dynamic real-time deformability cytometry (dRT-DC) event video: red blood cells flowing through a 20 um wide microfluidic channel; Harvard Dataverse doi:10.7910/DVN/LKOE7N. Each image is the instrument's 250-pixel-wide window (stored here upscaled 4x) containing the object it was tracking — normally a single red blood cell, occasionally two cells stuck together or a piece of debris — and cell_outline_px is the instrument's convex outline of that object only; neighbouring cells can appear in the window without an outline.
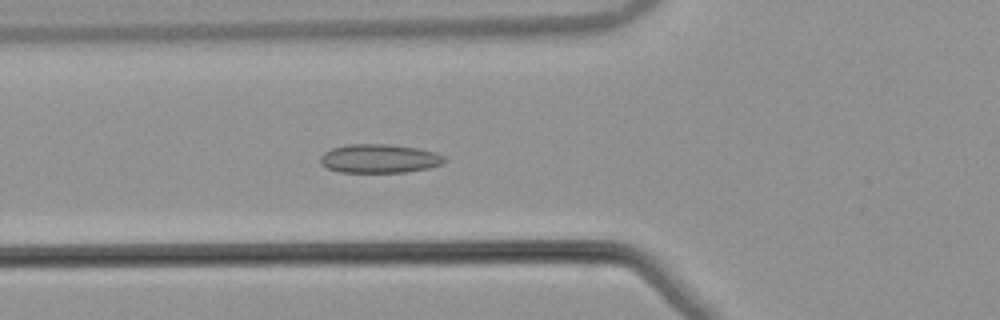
{"species": "common noctule bat (a hibernating species)", "species_latin": "Nyctalus noctula", "temperature_condition": "warm", "stored_images_in_passage": 43, "camera_frame_rate_fps": 3000, "um_per_image_px": 0.085, "animal": {"sex": "male", "body_mass_g": 21.5, "forearm_length_mm": 52.0}, "frame": {"image": 1, "passage_image": 9, "time_ms": 2.667, "image_size_px": [1000, 320], "cell_outline_px": [[448, 160], [444, 164], [428, 168], [408, 172], [340, 172], [328, 168], [320, 164], [320, 156], [324, 152], [332, 148], [348, 144], [388, 144], [420, 148], [436, 152], [444, 156]], "centroid_in_image_um": [32.29, 13.47], "position_along_channel_um": 93.5, "area_um2": 21.1}}
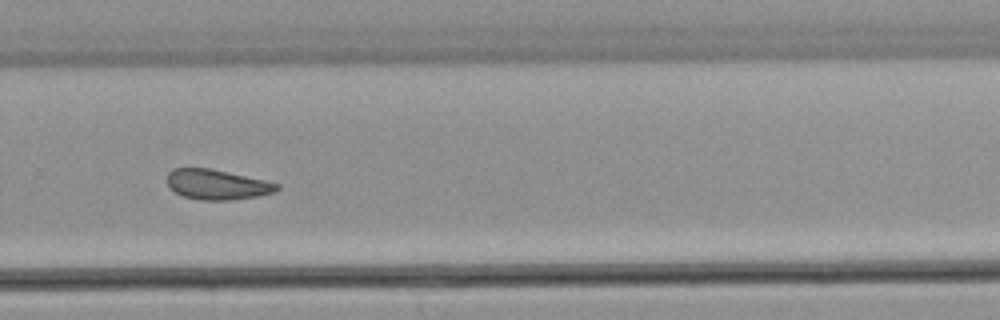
{"frame": {"image": 2, "passage_image": 26, "time_ms": 8.333, "image_size_px": [1000, 320], "cell_outline_px": [[280, 188], [272, 192], [256, 196], [232, 200], [200, 200], [184, 196], [168, 188], [168, 172], [172, 168], [212, 168], [264, 180], [280, 184]], "centroid_in_image_um": [18.42, 15.67], "position_along_channel_um": 311.4, "area_um2": 19.19}}
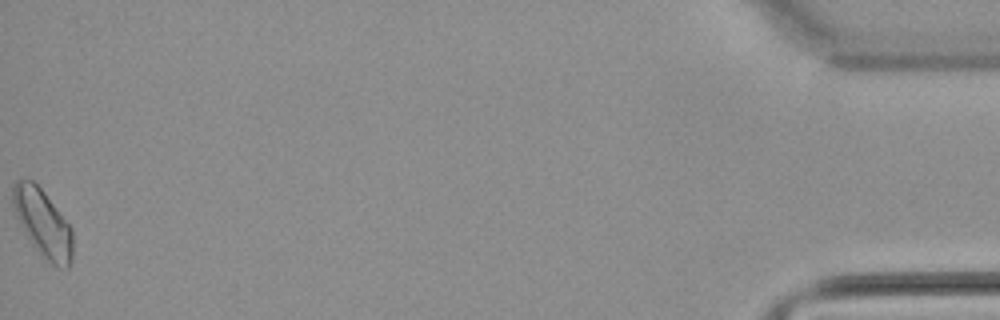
{"frame": {"image": 3, "passage_image": 43, "time_ms": 14.0, "image_size_px": [1000, 320], "cell_outline_px": [[72, 260], [68, 268], [52, 264], [40, 256], [32, 244], [20, 224], [16, 216], [12, 204], [12, 184], [16, 180], [32, 180], [44, 192], [72, 228]], "centroid_in_image_um": [3.63, 18.97], "position_along_channel_um": 431.6, "area_um2": 23.41}, "authors_computed_cell_mechanics": {"area_um2": 19.7676, "velocity_mm_per_s": 3.8479, "shape_relaxation_time_tau1_ms": null, "shape_relaxation_time_tau2_ms": 3.531, "deformation_change_tau1": null, "deformation_change_tau2": 0.1001}}